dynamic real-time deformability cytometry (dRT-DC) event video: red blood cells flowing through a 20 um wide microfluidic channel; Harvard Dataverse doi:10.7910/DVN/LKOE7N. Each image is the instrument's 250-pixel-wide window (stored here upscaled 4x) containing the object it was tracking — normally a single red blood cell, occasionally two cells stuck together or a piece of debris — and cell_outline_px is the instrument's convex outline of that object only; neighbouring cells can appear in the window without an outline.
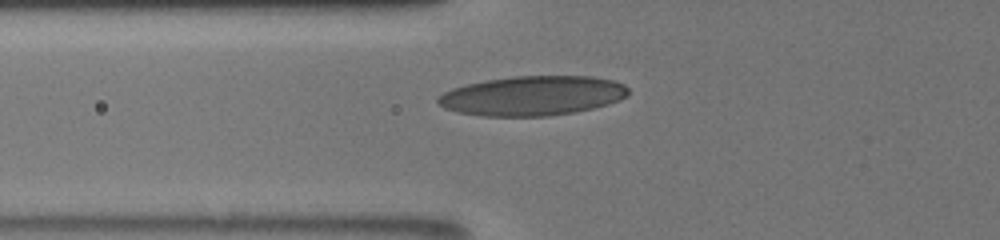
{"species": "human", "species_latin": "Homo sapiens", "temperature_condition": "room temperature", "stored_images_in_passage": 43, "camera_frame_rate_fps": 3000, "um_per_image_px": 0.085, "donor": {"sex": "male"}, "frame": {"image": 1, "passage_image": 8, "time_ms": 1.333, "image_size_px": [1000, 240], "cell_outline_px": [[628, 96], [620, 100], [608, 104], [592, 108], [572, 112], [548, 116], [484, 116], [456, 112], [444, 108], [436, 104], [436, 96], [452, 88], [468, 84], [488, 80], [512, 76], [592, 76], [616, 80], [624, 84], [628, 88]], "centroid_in_image_um": [45.25, 8.13], "position_along_channel_um": 80.5, "area_um2": 44.16}}
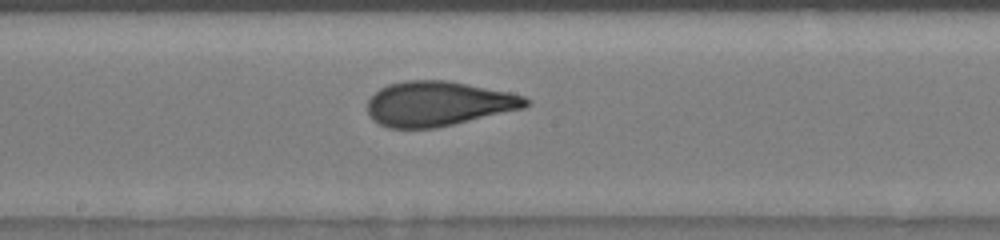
{"frame": {"image": 2, "passage_image": 24, "time_ms": 4.667, "image_size_px": [1000, 240], "cell_outline_px": [[532, 100], [524, 108], [436, 128], [388, 128], [372, 120], [368, 112], [368, 100], [380, 88], [388, 84], [404, 80], [448, 80], [508, 92], [524, 96]], "centroid_in_image_um": [37.24, 8.81], "position_along_channel_um": 211.0, "area_um2": 41.27}}
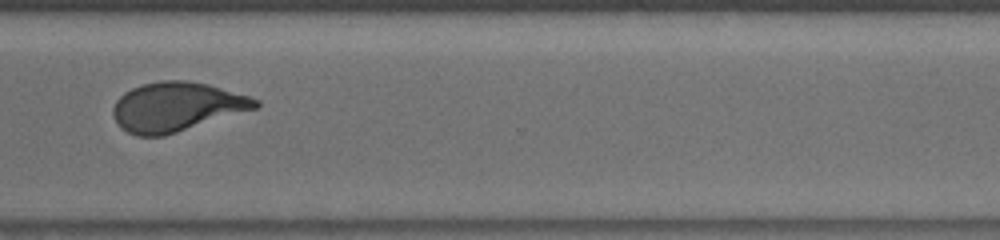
{"frame": {"image": 3, "passage_image": 42, "time_ms": 8.333, "image_size_px": [1000, 240], "cell_outline_px": [[260, 104], [256, 108], [164, 136], [136, 136], [120, 128], [112, 116], [112, 108], [116, 100], [124, 92], [132, 88], [144, 84], [160, 80], [188, 80], [208, 84], [248, 96], [260, 100]], "centroid_in_image_um": [14.96, 9.08], "position_along_channel_um": 355.6, "area_um2": 40.75}}